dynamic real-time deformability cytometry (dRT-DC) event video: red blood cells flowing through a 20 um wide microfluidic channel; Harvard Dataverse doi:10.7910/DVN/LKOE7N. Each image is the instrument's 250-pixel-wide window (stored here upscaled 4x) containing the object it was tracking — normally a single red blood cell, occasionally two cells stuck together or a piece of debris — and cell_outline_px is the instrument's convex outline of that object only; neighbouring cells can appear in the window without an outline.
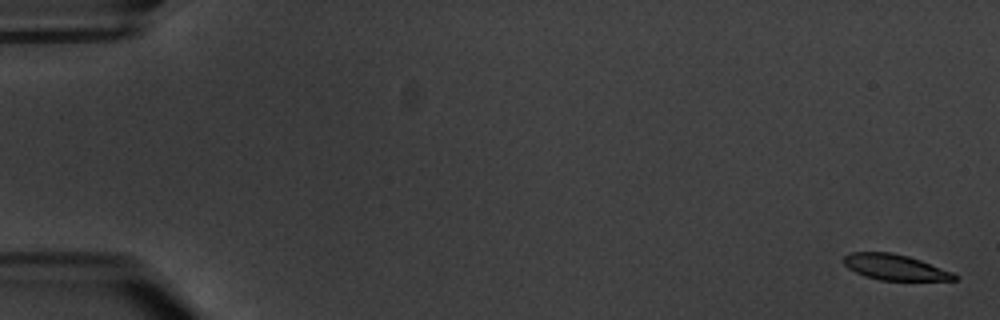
{"species": "common noctule bat (a hibernating species)", "species_latin": "Nyctalus noctula", "temperature_condition": "warm", "stored_images_in_passage": 15, "camera_frame_rate_fps": 3000, "um_per_image_px": 0.085, "animal": {"sex": "male", "body_mass_g": 20.1, "forearm_length_mm": 53.5}, "frame": {"image": 1, "passage_image": 1, "time_ms": 0.0, "image_size_px": [1000, 320], "cell_outline_px": [[956, 280], [880, 280], [864, 276], [848, 268], [844, 264], [844, 256], [852, 252], [892, 252], [908, 256], [920, 260], [952, 272], [956, 276]], "centroid_in_image_um": [76.04, 22.71], "position_along_channel_um": 9.0, "area_um2": 16.36}}
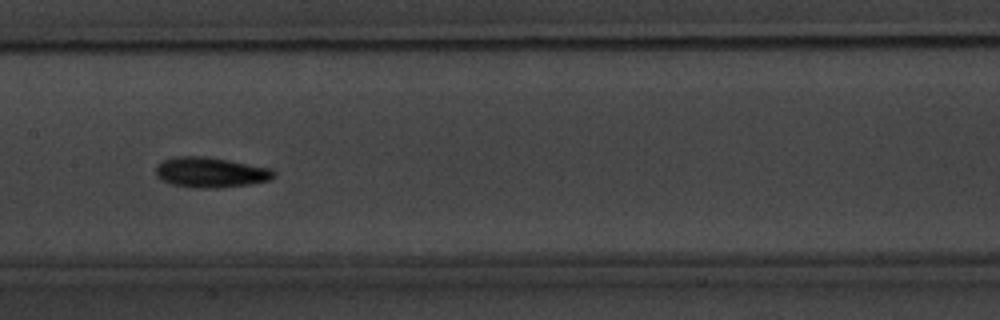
{"frame": {"image": 2, "passage_image": 9, "time_ms": 10.0, "image_size_px": [1000, 320], "cell_outline_px": [[276, 176], [272, 180], [248, 184], [220, 188], [192, 188], [172, 184], [160, 180], [156, 176], [156, 164], [164, 160], [176, 156], [204, 156], [228, 160], [272, 168], [276, 172]], "centroid_in_image_um": [17.91, 14.66], "position_along_channel_um": 189.5, "area_um2": 21.1}}
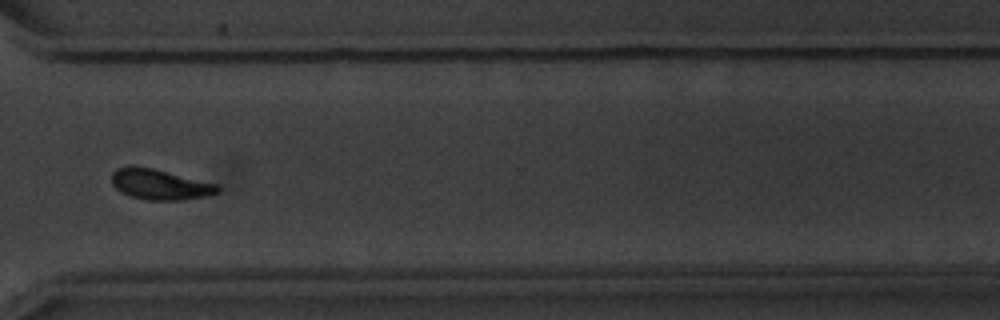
{"frame": {"image": 3, "passage_image": 13, "time_ms": 15.0, "image_size_px": [1000, 320], "cell_outline_px": [[220, 192], [204, 196], [180, 200], [148, 200], [128, 196], [120, 192], [112, 184], [112, 172], [116, 168], [152, 168], [216, 184], [220, 188]], "centroid_in_image_um": [13.58, 15.71], "position_along_channel_um": 357.0, "area_um2": 18.32}}